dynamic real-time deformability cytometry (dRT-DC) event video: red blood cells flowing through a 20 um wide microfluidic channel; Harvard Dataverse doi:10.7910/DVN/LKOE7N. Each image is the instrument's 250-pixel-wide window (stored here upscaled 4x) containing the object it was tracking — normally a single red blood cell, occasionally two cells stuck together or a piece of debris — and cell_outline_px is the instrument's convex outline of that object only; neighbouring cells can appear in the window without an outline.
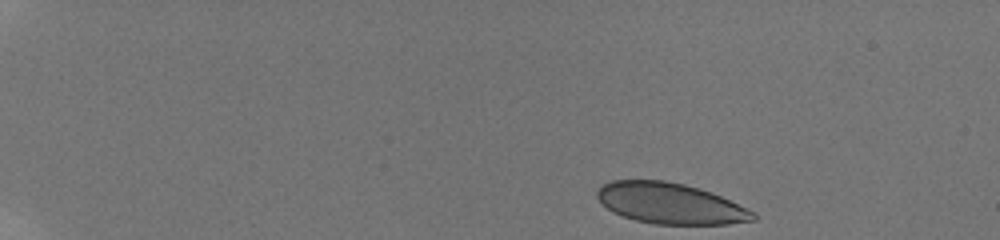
{"species": "human", "species_latin": "Homo sapiens", "temperature_condition": "room temperature", "stored_images_in_passage": 47, "camera_frame_rate_fps": 3000, "um_per_image_px": 0.085, "donor": {"sex": "male"}, "frame": {"image": 1, "passage_image": 1, "time_ms": 0.0, "image_size_px": [1000, 240], "cell_outline_px": [[756, 220], [728, 224], [656, 224], [636, 220], [612, 212], [596, 196], [596, 192], [600, 184], [612, 180], [664, 180], [684, 184], [720, 196], [756, 212]], "centroid_in_image_um": [56.95, 17.29], "position_along_channel_um": 28.0, "area_um2": 36.93}}
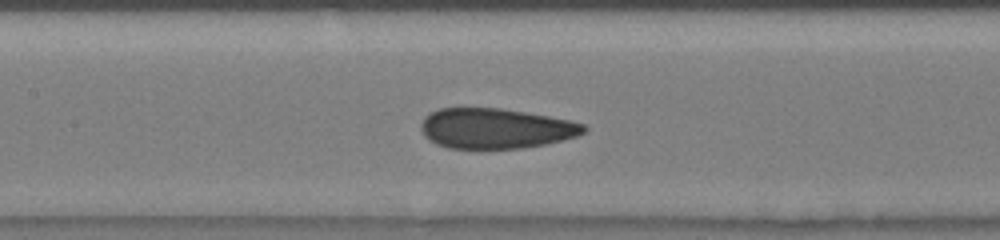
{"frame": {"image": 2, "passage_image": 22, "time_ms": 7.0, "image_size_px": [1000, 240], "cell_outline_px": [[588, 128], [584, 132], [576, 136], [544, 144], [520, 148], [448, 148], [436, 144], [428, 140], [424, 136], [420, 128], [420, 124], [424, 116], [428, 112], [440, 108], [500, 108], [572, 120], [584, 124]], "centroid_in_image_um": [42.08, 10.91], "position_along_channel_um": 165.3, "area_um2": 38.21}}
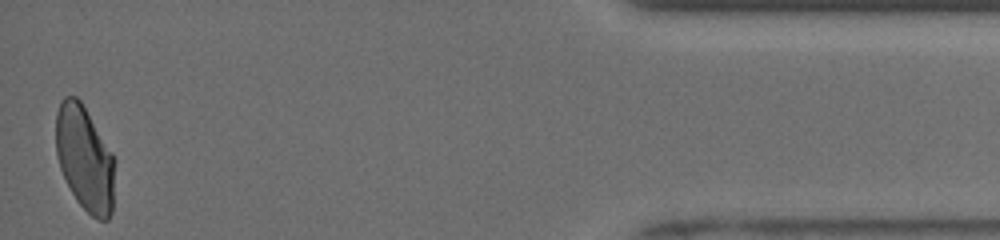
{"frame": {"image": 3, "passage_image": 47, "time_ms": 15.333, "image_size_px": [1000, 240], "cell_outline_px": [[116, 160], [112, 212], [108, 220], [100, 220], [92, 216], [76, 200], [60, 168], [56, 152], [56, 112], [60, 100], [64, 96], [76, 96], [80, 100], [112, 152]], "centroid_in_image_um": [7.22, 13.46], "position_along_channel_um": 428.0, "area_um2": 36.18}, "authors_computed_cell_mechanics": {"area_um2": 38.2636, "velocity_mm_per_s": 3.8703, "shape_relaxation_time_tau1_ms": 6.9094, "shape_relaxation_time_tau2_ms": 0.9349, "deformation_change_tau1": 0.146, "deformation_change_tau2": 0.0367}}